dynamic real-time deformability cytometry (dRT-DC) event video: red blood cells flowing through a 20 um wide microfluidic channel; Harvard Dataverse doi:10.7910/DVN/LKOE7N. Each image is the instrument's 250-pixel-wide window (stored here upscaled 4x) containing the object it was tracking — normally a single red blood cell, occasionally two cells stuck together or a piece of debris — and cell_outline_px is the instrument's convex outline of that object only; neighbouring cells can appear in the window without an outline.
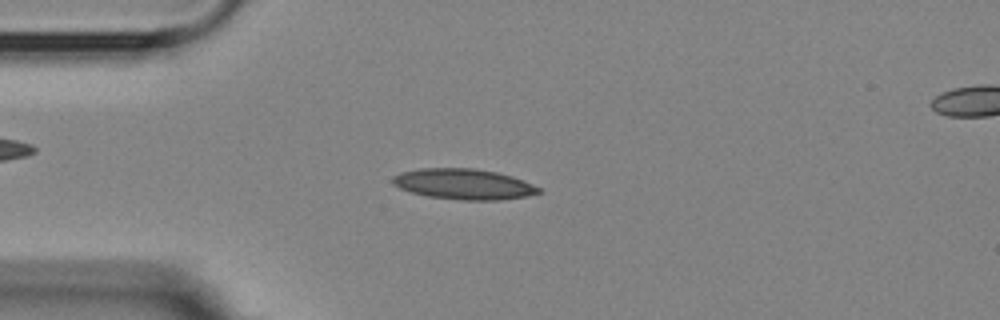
{"species": "Egyptian fruit bat (a non-hibernating species)", "species_latin": "Rousettus aegyptiacus", "temperature_condition": "room temperature", "stored_images_in_passage": 8, "camera_frame_rate_fps": 3000, "um_per_image_px": 0.085, "animal": {"sex": "female"}, "frame": {"image": 1, "passage_image": 4, "time_ms": 3.667, "image_size_px": [1000, 320], "cell_outline_px": [[540, 192], [524, 196], [500, 200], [460, 200], [428, 196], [412, 192], [400, 188], [392, 184], [392, 176], [400, 172], [420, 168], [472, 168], [496, 172], [512, 176], [524, 180], [540, 188]], "centroid_in_image_um": [39.38, 15.64], "position_along_channel_um": 45.6, "area_um2": 25.95}}
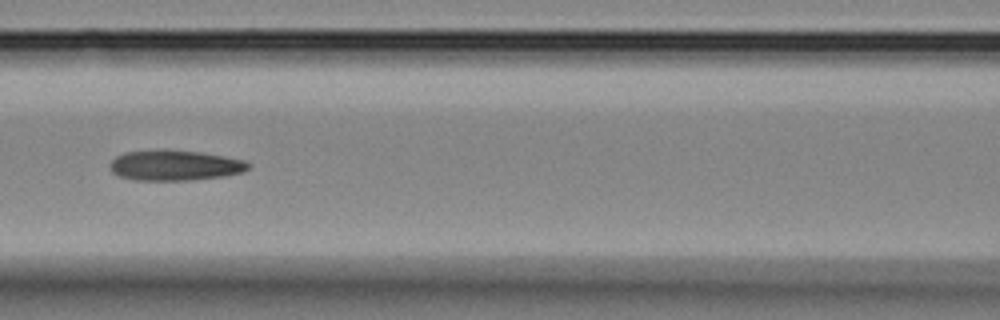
{"frame": {"image": 2, "passage_image": 7, "time_ms": 7.0, "image_size_px": [1000, 320], "cell_outline_px": [[252, 164], [244, 172], [224, 176], [192, 180], [136, 180], [120, 176], [112, 172], [112, 160], [116, 156], [124, 152], [164, 148], [200, 152], [224, 156], [244, 160]], "centroid_in_image_um": [14.89, 14.03], "position_along_channel_um": 151.7, "area_um2": 24.74}}
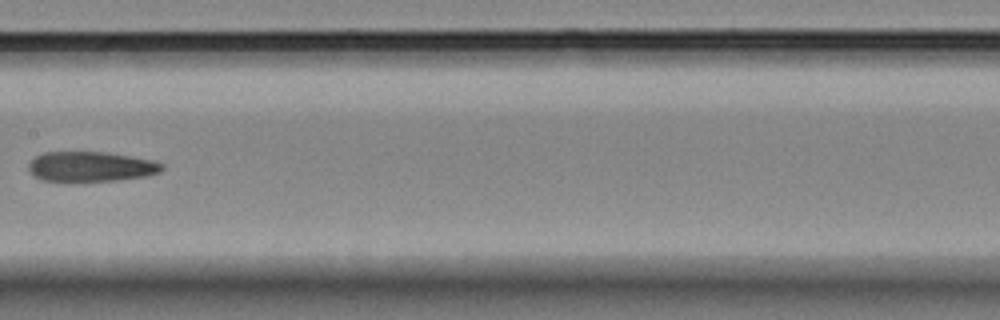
{"frame": {"image": 3, "passage_image": 8, "time_ms": 8.333, "image_size_px": [1000, 320], "cell_outline_px": [[164, 168], [160, 172], [148, 176], [116, 180], [72, 184], [68, 184], [44, 180], [36, 176], [28, 168], [28, 164], [36, 156], [44, 152], [104, 152], [152, 160], [164, 164]], "centroid_in_image_um": [7.71, 14.2], "position_along_channel_um": 199.7, "area_um2": 23.93}}